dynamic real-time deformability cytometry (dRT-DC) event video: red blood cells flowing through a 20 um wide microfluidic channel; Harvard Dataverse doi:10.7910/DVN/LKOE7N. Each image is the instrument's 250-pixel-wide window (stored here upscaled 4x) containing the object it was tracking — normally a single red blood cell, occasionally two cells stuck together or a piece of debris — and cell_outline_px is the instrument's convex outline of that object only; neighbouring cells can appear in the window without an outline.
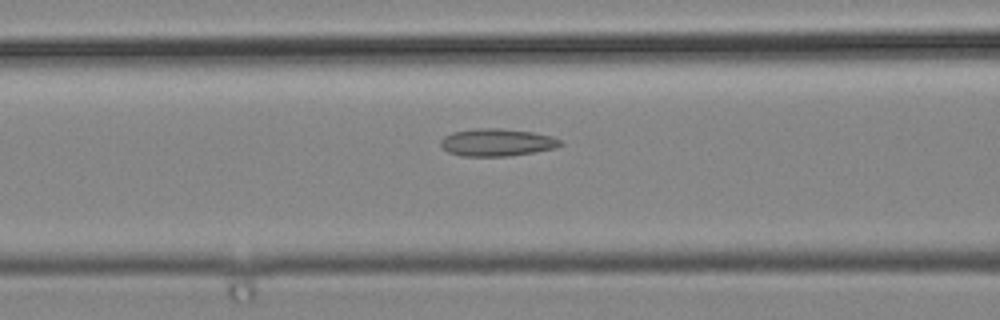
{"species": "common noctule bat (a hibernating species)", "species_latin": "Nyctalus noctula", "temperature_condition": "cold", "stored_images_in_passage": 13, "camera_frame_rate_fps": 3000, "um_per_image_px": 0.085, "animal": {"sex": "male", "body_mass_g": 19.2, "forearm_length_mm": 51.8}, "frame": {"image": 1, "passage_image": 8, "time_ms": 2.333, "image_size_px": [1000, 320], "cell_outline_px": [[564, 144], [556, 148], [508, 156], [460, 156], [448, 152], [440, 144], [440, 140], [444, 136], [452, 132], [476, 128], [500, 128], [532, 132], [552, 136], [560, 140]], "centroid_in_image_um": [42.23, 12.1], "position_along_channel_um": 124.4, "area_um2": 19.19}}
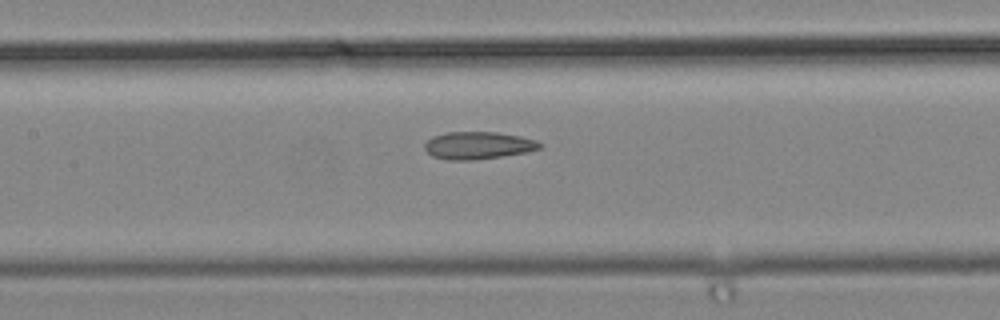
{"frame": {"image": 2, "passage_image": 11, "time_ms": 3.333, "image_size_px": [1000, 320], "cell_outline_px": [[544, 144], [540, 148], [528, 152], [472, 160], [444, 160], [432, 156], [424, 148], [424, 144], [432, 136], [448, 132], [496, 132], [520, 136], [536, 140]], "centroid_in_image_um": [40.63, 12.36], "position_along_channel_um": 166.8, "area_um2": 18.44}}